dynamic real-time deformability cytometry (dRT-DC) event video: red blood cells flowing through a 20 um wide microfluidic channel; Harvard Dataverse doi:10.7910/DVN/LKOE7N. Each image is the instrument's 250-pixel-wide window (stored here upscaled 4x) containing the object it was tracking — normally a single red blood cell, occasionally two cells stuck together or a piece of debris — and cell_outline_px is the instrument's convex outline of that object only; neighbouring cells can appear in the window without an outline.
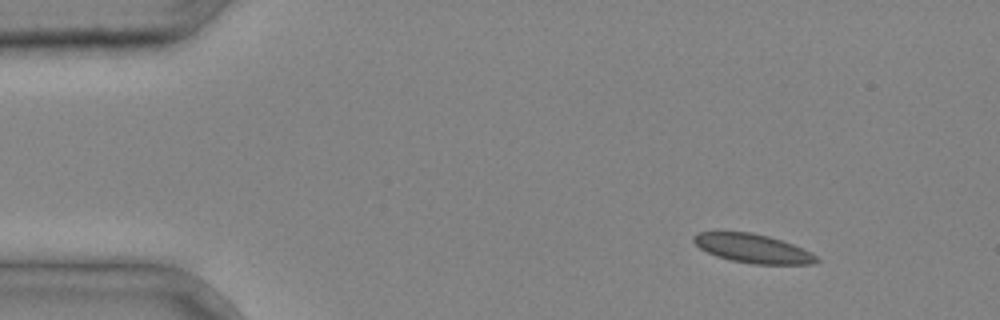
{"species": "common noctule bat (a hibernating species)", "species_latin": "Nyctalus noctula", "temperature_condition": "cold", "stored_images_in_passage": 4, "camera_frame_rate_fps": 3000, "um_per_image_px": 0.085, "animal": {"sex": "male", "body_mass_g": 20.4}, "frame": {"image": 1, "passage_image": 1, "time_ms": 0.0, "image_size_px": [1000, 320], "cell_outline_px": [[820, 260], [812, 264], [752, 264], [732, 260], [716, 256], [700, 248], [692, 240], [692, 236], [696, 232], [752, 232], [768, 236], [804, 248], [812, 252]], "centroid_in_image_um": [63.99, 21.12], "position_along_channel_um": 21.0, "area_um2": 20.63}}
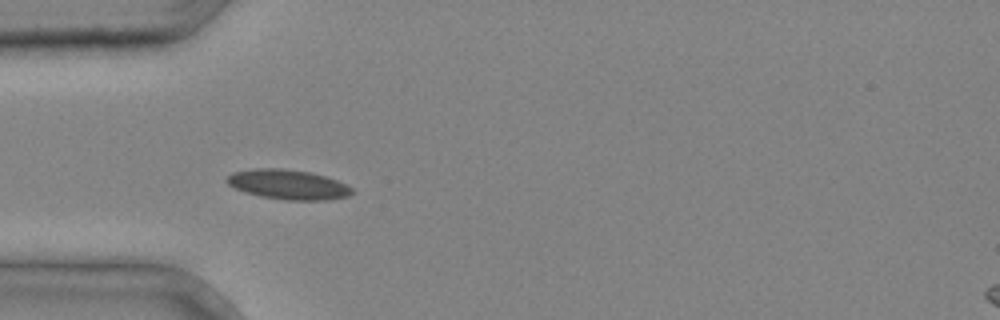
{"frame": {"image": 2, "passage_image": 3, "time_ms": 0.667, "image_size_px": [1000, 320], "cell_outline_px": [[352, 192], [348, 196], [328, 200], [288, 200], [260, 196], [244, 192], [228, 184], [224, 180], [232, 172], [256, 168], [284, 168], [312, 172], [336, 180], [352, 188]], "centroid_in_image_um": [24.46, 15.67], "position_along_channel_um": 60.5, "area_um2": 21.68}}